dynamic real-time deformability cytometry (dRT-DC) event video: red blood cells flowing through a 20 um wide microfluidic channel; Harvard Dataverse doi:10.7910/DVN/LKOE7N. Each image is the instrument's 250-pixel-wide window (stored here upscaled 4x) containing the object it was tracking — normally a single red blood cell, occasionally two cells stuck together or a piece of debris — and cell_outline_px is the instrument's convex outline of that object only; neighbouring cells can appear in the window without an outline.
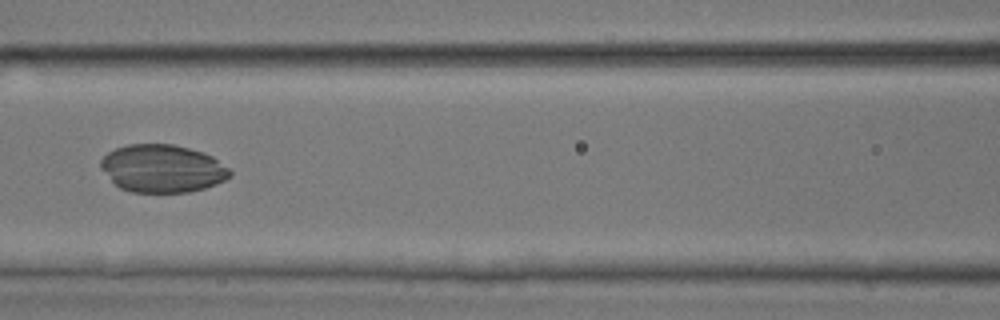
{"species": "common noctule bat (a hibernating species)", "species_latin": "Nyctalus noctula", "temperature_condition": "room temperature", "stored_images_in_passage": 45, "camera_frame_rate_fps": 3000, "um_per_image_px": 0.085, "animal": {"sex": "male", "body_mass_g": 17.9, "forearm_length_mm": 54.2}, "frame": {"image": 1, "passage_image": 20, "time_ms": 6.333, "image_size_px": [1000, 320], "cell_outline_px": [[232, 176], [216, 184], [204, 188], [188, 192], [132, 192], [120, 188], [100, 168], [100, 160], [108, 152], [116, 148], [128, 144], [172, 144], [204, 152], [212, 156], [228, 168], [232, 172]], "centroid_in_image_um": [13.8, 14.32], "position_along_channel_um": 152.8, "area_um2": 35.89}}
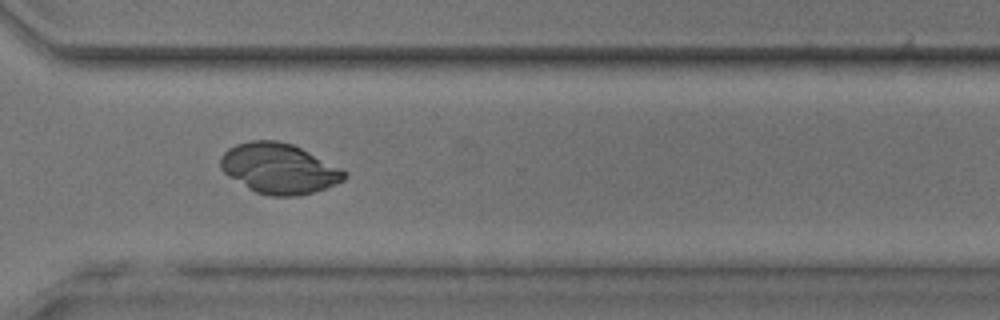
{"frame": {"image": 2, "passage_image": 33, "time_ms": 10.667, "image_size_px": [1000, 320], "cell_outline_px": [[348, 176], [344, 180], [324, 188], [312, 192], [296, 196], [268, 196], [256, 192], [248, 188], [228, 176], [220, 168], [220, 156], [228, 148], [236, 144], [252, 140], [276, 140], [292, 144], [348, 172]], "centroid_in_image_um": [23.68, 14.32], "position_along_channel_um": 346.9, "area_um2": 36.07}}
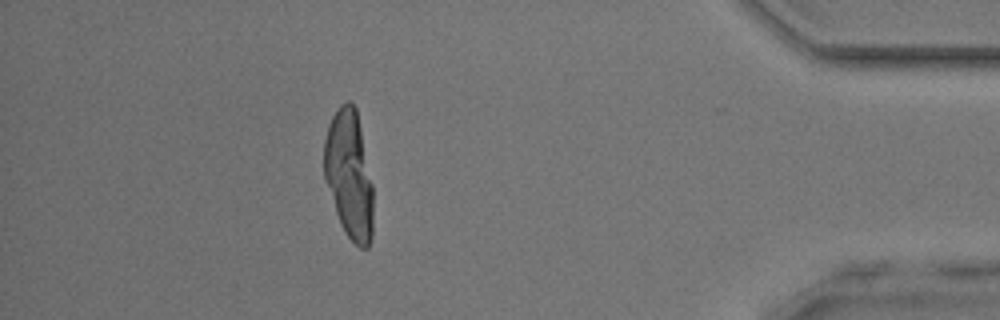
{"frame": {"image": 3, "passage_image": 40, "time_ms": 13.0, "image_size_px": [1000, 320], "cell_outline_px": [[372, 236], [368, 248], [360, 248], [344, 232], [340, 224], [324, 180], [324, 140], [328, 124], [332, 116], [340, 104], [348, 100], [352, 100], [356, 108], [372, 184]], "centroid_in_image_um": [29.65, 14.83], "position_along_channel_um": 405.5, "area_um2": 36.7}}